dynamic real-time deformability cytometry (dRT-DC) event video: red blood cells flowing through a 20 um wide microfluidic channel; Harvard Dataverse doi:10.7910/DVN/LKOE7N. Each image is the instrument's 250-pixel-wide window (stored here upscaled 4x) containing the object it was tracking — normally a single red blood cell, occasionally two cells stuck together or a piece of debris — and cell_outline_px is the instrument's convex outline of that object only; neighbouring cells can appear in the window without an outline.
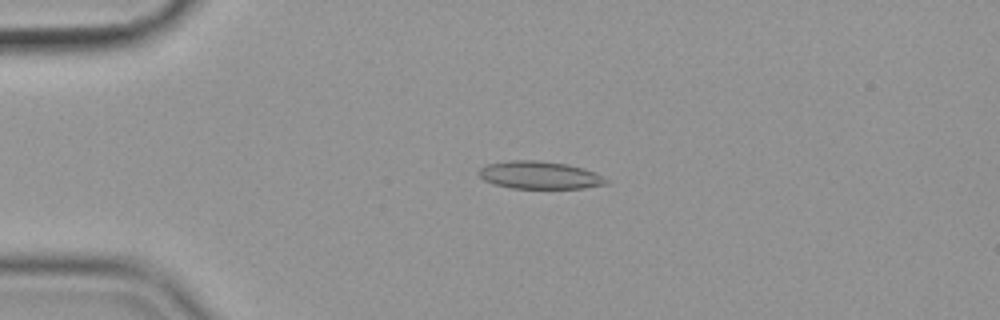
{"species": "common noctule bat (a hibernating species)", "species_latin": "Nyctalus noctula", "temperature_condition": "cold", "stored_images_in_passage": 55, "camera_frame_rate_fps": 3000, "um_per_image_px": 0.085, "animal": {"sex": "female", "body_mass_g": 19.9}, "frame": {"image": 1, "passage_image": 12, "time_ms": 3.667, "image_size_px": [1000, 320], "cell_outline_px": [[612, 180], [608, 184], [584, 188], [512, 188], [492, 184], [484, 180], [476, 172], [480, 168], [488, 164], [508, 160], [540, 160], [568, 164], [584, 168], [596, 172]], "centroid_in_image_um": [45.91, 14.88], "position_along_channel_um": 39.1, "area_um2": 20.92}}
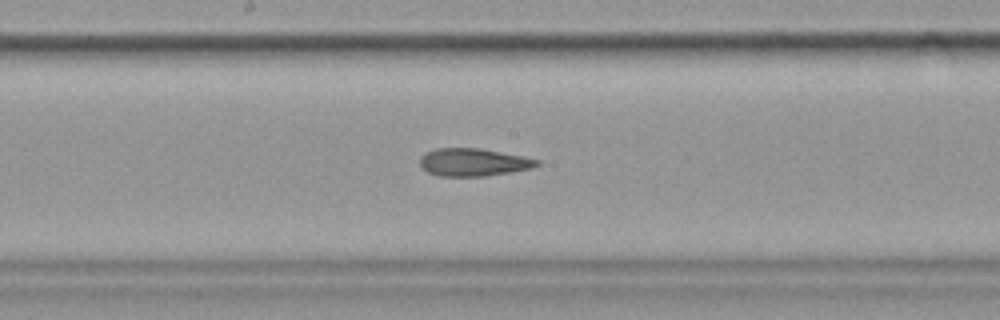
{"frame": {"image": 2, "passage_image": 29, "time_ms": 9.333, "image_size_px": [1000, 320], "cell_outline_px": [[540, 164], [532, 168], [484, 176], [440, 176], [428, 172], [420, 164], [420, 156], [436, 148], [480, 148], [524, 156], [540, 160]], "centroid_in_image_um": [40.25, 13.78], "position_along_channel_um": 207.9, "area_um2": 18.79}}
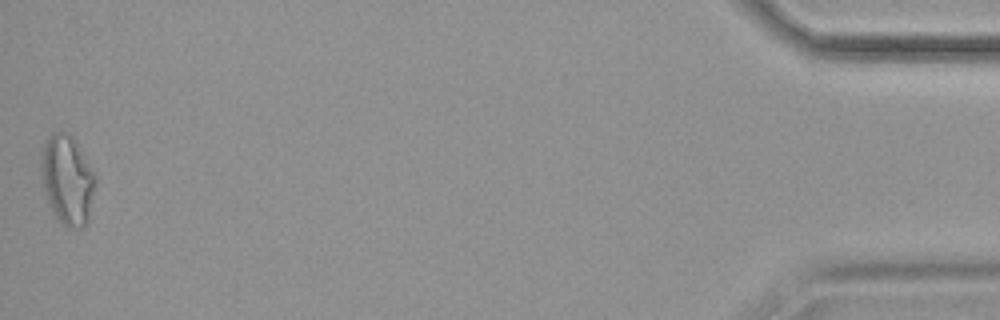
{"frame": {"image": 3, "passage_image": 55, "time_ms": 18.0, "image_size_px": [1000, 320], "cell_outline_px": [[96, 180], [88, 224], [80, 228], [68, 228], [52, 212], [40, 176], [40, 152], [44, 140], [52, 132], [64, 132], [72, 136], [96, 172]], "centroid_in_image_um": [5.72, 15.25], "position_along_channel_um": 429.5, "area_um2": 28.78}, "authors_computed_cell_mechanics": {"area_um2": 20.0566, "velocity_mm_per_s": 3.5755, "shape_relaxation_time_tau1_ms": null, "shape_relaxation_time_tau2_ms": 3.9294, "deformation_change_tau1": null, "deformation_change_tau2": 0.1437}}